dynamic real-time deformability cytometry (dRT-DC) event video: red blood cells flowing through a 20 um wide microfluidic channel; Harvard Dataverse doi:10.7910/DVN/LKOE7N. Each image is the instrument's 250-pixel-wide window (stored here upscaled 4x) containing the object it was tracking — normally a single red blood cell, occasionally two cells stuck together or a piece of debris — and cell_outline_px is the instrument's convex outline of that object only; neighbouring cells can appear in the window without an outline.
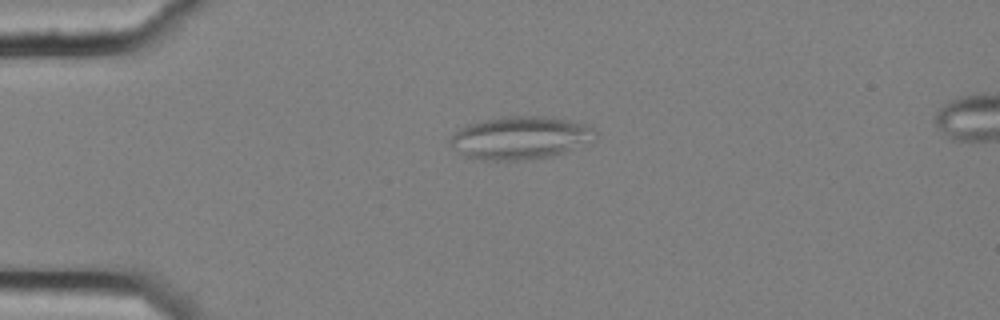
{"species": "common noctule bat (a hibernating species)", "species_latin": "Nyctalus noctula", "temperature_condition": "cold", "stored_images_in_passage": 4, "segment_of_instrument_passage": [1, 2], "camera_frame_rate_fps": 3000, "um_per_image_px": 0.085, "animal": {"sex": "female", "body_mass_g": 25.1}, "frame": {"image": 1, "passage_image": 2, "time_ms": 0.333, "image_size_px": [1000, 320], "cell_outline_px": [[596, 140], [564, 152], [552, 156], [524, 160], [480, 160], [464, 156], [448, 144], [448, 140], [460, 128], [468, 124], [484, 120], [504, 116], [544, 116], [568, 120], [588, 124], [596, 132]], "centroid_in_image_um": [44.23, 11.72], "position_along_channel_um": 40.8, "area_um2": 36.47}}